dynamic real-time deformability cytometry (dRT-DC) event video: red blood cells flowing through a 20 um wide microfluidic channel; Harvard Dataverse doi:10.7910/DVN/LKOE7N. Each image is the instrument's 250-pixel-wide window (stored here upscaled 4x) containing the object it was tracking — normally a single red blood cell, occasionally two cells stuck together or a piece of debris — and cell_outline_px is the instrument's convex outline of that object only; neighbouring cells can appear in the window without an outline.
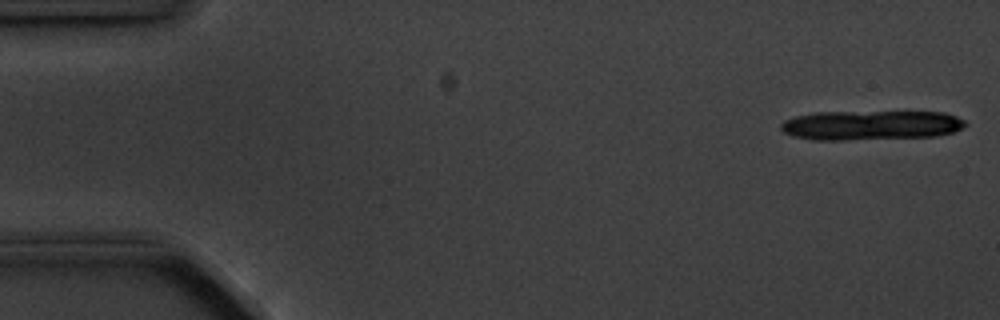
{"species": "common noctule bat (a hibernating species)", "species_latin": "Nyctalus noctula", "temperature_condition": "cold", "stored_images_in_passage": 6, "segment_of_instrument_passage": [1, 2], "camera_frame_rate_fps": 3000, "um_per_image_px": 0.085, "animal": {"sex": "male", "body_mass_g": 20.1, "forearm_length_mm": 53.5}, "frame": {"image": 1, "passage_image": 1, "time_ms": 0.0, "image_size_px": [1000, 320], "cell_outline_px": [[968, 124], [952, 132], [936, 136], [844, 140], [812, 140], [792, 136], [784, 132], [780, 128], [780, 124], [784, 120], [796, 116], [816, 112], [944, 112], [956, 116], [964, 120]], "centroid_in_image_um": [73.99, 10.64], "position_along_channel_um": 11.0, "area_um2": 31.79}}